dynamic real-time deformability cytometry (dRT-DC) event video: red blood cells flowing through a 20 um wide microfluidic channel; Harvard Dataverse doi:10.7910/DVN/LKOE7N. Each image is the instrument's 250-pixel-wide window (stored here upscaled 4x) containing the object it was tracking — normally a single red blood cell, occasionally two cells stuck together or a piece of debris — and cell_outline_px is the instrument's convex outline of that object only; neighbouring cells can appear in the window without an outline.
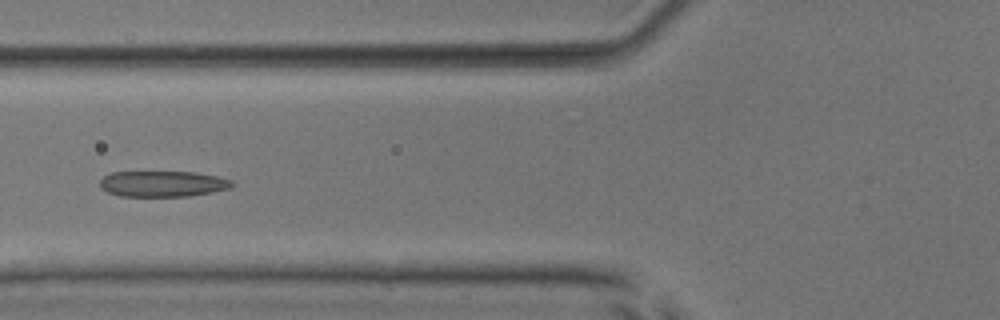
{"species": "common noctule bat (a hibernating species)", "species_latin": "Nyctalus noctula", "temperature_condition": "room temperature", "stored_images_in_passage": 37, "camera_frame_rate_fps": 3000, "um_per_image_px": 0.085, "animal": {"sex": "male", "body_mass_g": 17.9, "forearm_length_mm": 54.2}, "frame": {"image": 1, "passage_image": 6, "time_ms": 1.667, "image_size_px": [1000, 320], "cell_outline_px": [[236, 184], [232, 188], [212, 192], [188, 196], [120, 196], [108, 192], [100, 188], [100, 180], [104, 176], [112, 172], [196, 172], [216, 176], [232, 180]], "centroid_in_image_um": [13.86, 15.62], "position_along_channel_um": 111.9, "area_um2": 20.0}}
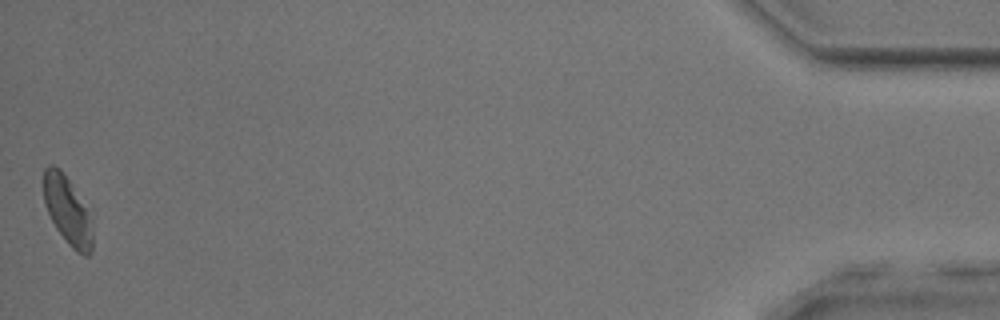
{"frame": {"image": 2, "passage_image": 37, "time_ms": 12.0, "image_size_px": [1000, 320], "cell_outline_px": [[92, 252], [88, 256], [84, 256], [76, 252], [68, 244], [56, 228], [44, 204], [44, 168], [48, 164], [52, 164], [60, 168], [68, 180], [84, 208], [92, 224]], "centroid_in_image_um": [5.71, 17.93], "position_along_channel_um": 429.5, "area_um2": 18.84}, "authors_computed_cell_mechanics": {"area_um2": 20.1722, "velocity_mm_per_s": 3.9723, "shape_relaxation_time_tau1_ms": 8.4093, "shape_relaxation_time_tau2_ms": 1.4332, "deformation_change_tau1": 0.2148, "deformation_change_tau2": 0.0907}}